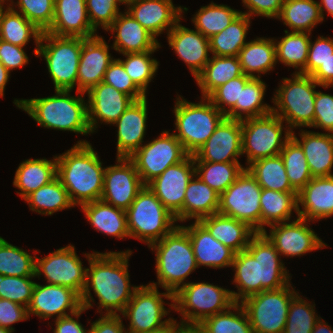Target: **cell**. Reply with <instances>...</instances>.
I'll use <instances>...</instances> for the list:
<instances>
[{"instance_id": "b9f144b4", "label": "cell", "mask_w": 333, "mask_h": 333, "mask_svg": "<svg viewBox=\"0 0 333 333\" xmlns=\"http://www.w3.org/2000/svg\"><path fill=\"white\" fill-rule=\"evenodd\" d=\"M246 169L263 189L297 192L289 182L280 154L255 160Z\"/></svg>"}, {"instance_id": "9c48e42d", "label": "cell", "mask_w": 333, "mask_h": 333, "mask_svg": "<svg viewBox=\"0 0 333 333\" xmlns=\"http://www.w3.org/2000/svg\"><path fill=\"white\" fill-rule=\"evenodd\" d=\"M234 303L231 290L207 282H187L174 294V310L182 315V325H199Z\"/></svg>"}, {"instance_id": "f5cc1de1", "label": "cell", "mask_w": 333, "mask_h": 333, "mask_svg": "<svg viewBox=\"0 0 333 333\" xmlns=\"http://www.w3.org/2000/svg\"><path fill=\"white\" fill-rule=\"evenodd\" d=\"M266 86L262 79L256 77L246 83L240 95V120L272 112V106L264 103Z\"/></svg>"}, {"instance_id": "816d5d0a", "label": "cell", "mask_w": 333, "mask_h": 333, "mask_svg": "<svg viewBox=\"0 0 333 333\" xmlns=\"http://www.w3.org/2000/svg\"><path fill=\"white\" fill-rule=\"evenodd\" d=\"M157 50H149L143 53H126L124 60L117 58L132 81L146 94L149 83L155 77L159 62L152 58V53Z\"/></svg>"}, {"instance_id": "681fc988", "label": "cell", "mask_w": 333, "mask_h": 333, "mask_svg": "<svg viewBox=\"0 0 333 333\" xmlns=\"http://www.w3.org/2000/svg\"><path fill=\"white\" fill-rule=\"evenodd\" d=\"M291 186L299 192L313 177L301 146L291 137L280 152Z\"/></svg>"}, {"instance_id": "277c9868", "label": "cell", "mask_w": 333, "mask_h": 333, "mask_svg": "<svg viewBox=\"0 0 333 333\" xmlns=\"http://www.w3.org/2000/svg\"><path fill=\"white\" fill-rule=\"evenodd\" d=\"M72 90H55V95L43 98L14 99V104L25 111L39 126L70 131L76 134H91L88 124L87 100L83 92L76 91L77 97L71 96Z\"/></svg>"}, {"instance_id": "7c38bea8", "label": "cell", "mask_w": 333, "mask_h": 333, "mask_svg": "<svg viewBox=\"0 0 333 333\" xmlns=\"http://www.w3.org/2000/svg\"><path fill=\"white\" fill-rule=\"evenodd\" d=\"M289 283L278 290L251 295L241 303L254 333H283L292 299L299 293Z\"/></svg>"}, {"instance_id": "f6af8a7d", "label": "cell", "mask_w": 333, "mask_h": 333, "mask_svg": "<svg viewBox=\"0 0 333 333\" xmlns=\"http://www.w3.org/2000/svg\"><path fill=\"white\" fill-rule=\"evenodd\" d=\"M241 14L228 5L216 4L211 1L206 6H201L191 19L194 27L205 37L211 38L227 28L231 22Z\"/></svg>"}, {"instance_id": "8d00e7d4", "label": "cell", "mask_w": 333, "mask_h": 333, "mask_svg": "<svg viewBox=\"0 0 333 333\" xmlns=\"http://www.w3.org/2000/svg\"><path fill=\"white\" fill-rule=\"evenodd\" d=\"M243 74L238 56L212 55L195 80L202 97H208L219 86Z\"/></svg>"}, {"instance_id": "7402d4cb", "label": "cell", "mask_w": 333, "mask_h": 333, "mask_svg": "<svg viewBox=\"0 0 333 333\" xmlns=\"http://www.w3.org/2000/svg\"><path fill=\"white\" fill-rule=\"evenodd\" d=\"M125 5V11L156 39L165 30L168 33L188 11L183 6L175 7L172 0H128Z\"/></svg>"}, {"instance_id": "a7ac6f4b", "label": "cell", "mask_w": 333, "mask_h": 333, "mask_svg": "<svg viewBox=\"0 0 333 333\" xmlns=\"http://www.w3.org/2000/svg\"><path fill=\"white\" fill-rule=\"evenodd\" d=\"M311 77L325 89L333 87V54L315 70Z\"/></svg>"}, {"instance_id": "003e7915", "label": "cell", "mask_w": 333, "mask_h": 333, "mask_svg": "<svg viewBox=\"0 0 333 333\" xmlns=\"http://www.w3.org/2000/svg\"><path fill=\"white\" fill-rule=\"evenodd\" d=\"M85 308H81L76 313L55 319V329H53L54 333H89V329H85L84 326L79 322V317L83 312H85ZM74 316V317H73ZM77 320H76V318Z\"/></svg>"}, {"instance_id": "e0dca14e", "label": "cell", "mask_w": 333, "mask_h": 333, "mask_svg": "<svg viewBox=\"0 0 333 333\" xmlns=\"http://www.w3.org/2000/svg\"><path fill=\"white\" fill-rule=\"evenodd\" d=\"M195 176L193 155H188L180 163L171 165L147 186L154 192L164 207L183 222V203L189 181Z\"/></svg>"}, {"instance_id": "c3c4849f", "label": "cell", "mask_w": 333, "mask_h": 333, "mask_svg": "<svg viewBox=\"0 0 333 333\" xmlns=\"http://www.w3.org/2000/svg\"><path fill=\"white\" fill-rule=\"evenodd\" d=\"M36 252L38 251L35 250V256H32L0 236V275L35 276Z\"/></svg>"}, {"instance_id": "d6986e66", "label": "cell", "mask_w": 333, "mask_h": 333, "mask_svg": "<svg viewBox=\"0 0 333 333\" xmlns=\"http://www.w3.org/2000/svg\"><path fill=\"white\" fill-rule=\"evenodd\" d=\"M308 222L310 221L297 216L292 221L271 225L269 234L267 230L263 233L274 244L280 256L300 257L327 246L309 227Z\"/></svg>"}, {"instance_id": "6da1fadb", "label": "cell", "mask_w": 333, "mask_h": 333, "mask_svg": "<svg viewBox=\"0 0 333 333\" xmlns=\"http://www.w3.org/2000/svg\"><path fill=\"white\" fill-rule=\"evenodd\" d=\"M130 249L120 252L86 253L84 256L89 262L86 269V284L81 295L82 307L88 310L93 307L95 299L91 289L99 300L97 307L100 315H121L126 305L131 300L134 291L139 286L130 284L128 272ZM105 310L106 312H102Z\"/></svg>"}, {"instance_id": "bcb514c9", "label": "cell", "mask_w": 333, "mask_h": 333, "mask_svg": "<svg viewBox=\"0 0 333 333\" xmlns=\"http://www.w3.org/2000/svg\"><path fill=\"white\" fill-rule=\"evenodd\" d=\"M195 174L209 187L221 194L246 169L240 162L194 161Z\"/></svg>"}, {"instance_id": "8fae6325", "label": "cell", "mask_w": 333, "mask_h": 333, "mask_svg": "<svg viewBox=\"0 0 333 333\" xmlns=\"http://www.w3.org/2000/svg\"><path fill=\"white\" fill-rule=\"evenodd\" d=\"M283 123L273 112L241 120L242 155L246 154L247 166L255 160L280 154L292 134Z\"/></svg>"}, {"instance_id": "11a10c76", "label": "cell", "mask_w": 333, "mask_h": 333, "mask_svg": "<svg viewBox=\"0 0 333 333\" xmlns=\"http://www.w3.org/2000/svg\"><path fill=\"white\" fill-rule=\"evenodd\" d=\"M54 5L55 0H17V2L12 1L10 7L23 14L38 29L45 32L52 25Z\"/></svg>"}, {"instance_id": "8c879c8a", "label": "cell", "mask_w": 333, "mask_h": 333, "mask_svg": "<svg viewBox=\"0 0 333 333\" xmlns=\"http://www.w3.org/2000/svg\"><path fill=\"white\" fill-rule=\"evenodd\" d=\"M320 12L323 20L325 19L324 11L327 12L333 18V0H321L318 2Z\"/></svg>"}, {"instance_id": "db71d44e", "label": "cell", "mask_w": 333, "mask_h": 333, "mask_svg": "<svg viewBox=\"0 0 333 333\" xmlns=\"http://www.w3.org/2000/svg\"><path fill=\"white\" fill-rule=\"evenodd\" d=\"M299 293L292 299L283 333H311L320 316L315 313V303L311 304Z\"/></svg>"}, {"instance_id": "e575fe53", "label": "cell", "mask_w": 333, "mask_h": 333, "mask_svg": "<svg viewBox=\"0 0 333 333\" xmlns=\"http://www.w3.org/2000/svg\"><path fill=\"white\" fill-rule=\"evenodd\" d=\"M238 58L245 75L261 78V73L267 74L277 64L274 38L256 37L248 41L240 50Z\"/></svg>"}, {"instance_id": "be15d7a7", "label": "cell", "mask_w": 333, "mask_h": 333, "mask_svg": "<svg viewBox=\"0 0 333 333\" xmlns=\"http://www.w3.org/2000/svg\"><path fill=\"white\" fill-rule=\"evenodd\" d=\"M23 48L0 39V62L9 72L29 63V57Z\"/></svg>"}, {"instance_id": "cb8c5ba5", "label": "cell", "mask_w": 333, "mask_h": 333, "mask_svg": "<svg viewBox=\"0 0 333 333\" xmlns=\"http://www.w3.org/2000/svg\"><path fill=\"white\" fill-rule=\"evenodd\" d=\"M181 19L167 33L169 47L186 63L188 69L196 78L210 60V42L198 30L189 29L180 24Z\"/></svg>"}, {"instance_id": "2e32d148", "label": "cell", "mask_w": 333, "mask_h": 333, "mask_svg": "<svg viewBox=\"0 0 333 333\" xmlns=\"http://www.w3.org/2000/svg\"><path fill=\"white\" fill-rule=\"evenodd\" d=\"M86 269L72 244L56 249L43 258L36 256L37 278L43 275L47 284L70 288L80 297L86 284Z\"/></svg>"}, {"instance_id": "603a6c76", "label": "cell", "mask_w": 333, "mask_h": 333, "mask_svg": "<svg viewBox=\"0 0 333 333\" xmlns=\"http://www.w3.org/2000/svg\"><path fill=\"white\" fill-rule=\"evenodd\" d=\"M88 124L96 132L99 123L113 125L135 100L114 87L100 82L87 93Z\"/></svg>"}, {"instance_id": "484cf974", "label": "cell", "mask_w": 333, "mask_h": 333, "mask_svg": "<svg viewBox=\"0 0 333 333\" xmlns=\"http://www.w3.org/2000/svg\"><path fill=\"white\" fill-rule=\"evenodd\" d=\"M147 96L135 100L113 124L117 127V155L129 158L144 143L148 117Z\"/></svg>"}, {"instance_id": "ac0fdd59", "label": "cell", "mask_w": 333, "mask_h": 333, "mask_svg": "<svg viewBox=\"0 0 333 333\" xmlns=\"http://www.w3.org/2000/svg\"><path fill=\"white\" fill-rule=\"evenodd\" d=\"M116 163L105 168L100 200L126 211L145 185L129 158L117 157Z\"/></svg>"}, {"instance_id": "30bf717a", "label": "cell", "mask_w": 333, "mask_h": 333, "mask_svg": "<svg viewBox=\"0 0 333 333\" xmlns=\"http://www.w3.org/2000/svg\"><path fill=\"white\" fill-rule=\"evenodd\" d=\"M82 44V37L56 36L42 32L36 57H44L55 90L73 91L77 85Z\"/></svg>"}, {"instance_id": "d6a6232c", "label": "cell", "mask_w": 333, "mask_h": 333, "mask_svg": "<svg viewBox=\"0 0 333 333\" xmlns=\"http://www.w3.org/2000/svg\"><path fill=\"white\" fill-rule=\"evenodd\" d=\"M81 210L85 213L84 215L91 226L100 233L118 239L130 238L126 211L102 200L82 204Z\"/></svg>"}, {"instance_id": "91938a15", "label": "cell", "mask_w": 333, "mask_h": 333, "mask_svg": "<svg viewBox=\"0 0 333 333\" xmlns=\"http://www.w3.org/2000/svg\"><path fill=\"white\" fill-rule=\"evenodd\" d=\"M332 54L333 38L319 36L314 42L310 40L306 67L300 74L311 76Z\"/></svg>"}, {"instance_id": "d4e9b609", "label": "cell", "mask_w": 333, "mask_h": 333, "mask_svg": "<svg viewBox=\"0 0 333 333\" xmlns=\"http://www.w3.org/2000/svg\"><path fill=\"white\" fill-rule=\"evenodd\" d=\"M109 46L99 35L83 38L76 91L87 93L93 86L103 82L105 72L114 60Z\"/></svg>"}, {"instance_id": "8992f818", "label": "cell", "mask_w": 333, "mask_h": 333, "mask_svg": "<svg viewBox=\"0 0 333 333\" xmlns=\"http://www.w3.org/2000/svg\"><path fill=\"white\" fill-rule=\"evenodd\" d=\"M274 93L272 112L293 131L294 128L312 127L315 111L316 86L311 76L293 73L292 78H282Z\"/></svg>"}, {"instance_id": "34e18365", "label": "cell", "mask_w": 333, "mask_h": 333, "mask_svg": "<svg viewBox=\"0 0 333 333\" xmlns=\"http://www.w3.org/2000/svg\"><path fill=\"white\" fill-rule=\"evenodd\" d=\"M179 323L173 319L168 325L165 327L153 330V331H147V332H141V333H175L177 325Z\"/></svg>"}, {"instance_id": "836d02e7", "label": "cell", "mask_w": 333, "mask_h": 333, "mask_svg": "<svg viewBox=\"0 0 333 333\" xmlns=\"http://www.w3.org/2000/svg\"><path fill=\"white\" fill-rule=\"evenodd\" d=\"M26 159L16 169L13 186L19 189L18 195L24 199L33 191L48 184L57 177V159Z\"/></svg>"}, {"instance_id": "f35d334b", "label": "cell", "mask_w": 333, "mask_h": 333, "mask_svg": "<svg viewBox=\"0 0 333 333\" xmlns=\"http://www.w3.org/2000/svg\"><path fill=\"white\" fill-rule=\"evenodd\" d=\"M6 7V8H5ZM42 31L30 22L23 14L10 6H4L0 11V39L13 45L25 47L31 38L34 39L37 56L38 44Z\"/></svg>"}, {"instance_id": "11e5206c", "label": "cell", "mask_w": 333, "mask_h": 333, "mask_svg": "<svg viewBox=\"0 0 333 333\" xmlns=\"http://www.w3.org/2000/svg\"><path fill=\"white\" fill-rule=\"evenodd\" d=\"M12 1H14V0H0V5H2L4 7V4L7 2L6 5L10 6Z\"/></svg>"}, {"instance_id": "2644e50d", "label": "cell", "mask_w": 333, "mask_h": 333, "mask_svg": "<svg viewBox=\"0 0 333 333\" xmlns=\"http://www.w3.org/2000/svg\"><path fill=\"white\" fill-rule=\"evenodd\" d=\"M311 333H333V328L320 317Z\"/></svg>"}, {"instance_id": "ee69618b", "label": "cell", "mask_w": 333, "mask_h": 333, "mask_svg": "<svg viewBox=\"0 0 333 333\" xmlns=\"http://www.w3.org/2000/svg\"><path fill=\"white\" fill-rule=\"evenodd\" d=\"M251 18L240 14L220 33L209 38L210 51L214 56H238L246 45V37L251 24Z\"/></svg>"}, {"instance_id": "83f0119b", "label": "cell", "mask_w": 333, "mask_h": 333, "mask_svg": "<svg viewBox=\"0 0 333 333\" xmlns=\"http://www.w3.org/2000/svg\"><path fill=\"white\" fill-rule=\"evenodd\" d=\"M46 32L56 36H96L88 18L86 0H55L54 19Z\"/></svg>"}, {"instance_id": "e7e4bbea", "label": "cell", "mask_w": 333, "mask_h": 333, "mask_svg": "<svg viewBox=\"0 0 333 333\" xmlns=\"http://www.w3.org/2000/svg\"><path fill=\"white\" fill-rule=\"evenodd\" d=\"M27 307L7 299H0V326L14 332L12 324L28 320Z\"/></svg>"}, {"instance_id": "5b68a950", "label": "cell", "mask_w": 333, "mask_h": 333, "mask_svg": "<svg viewBox=\"0 0 333 333\" xmlns=\"http://www.w3.org/2000/svg\"><path fill=\"white\" fill-rule=\"evenodd\" d=\"M156 257V274L158 282L149 285L162 287L175 294L185 282L188 275L198 268L188 233L177 225L160 241L149 246Z\"/></svg>"}, {"instance_id": "4dcf8cb0", "label": "cell", "mask_w": 333, "mask_h": 333, "mask_svg": "<svg viewBox=\"0 0 333 333\" xmlns=\"http://www.w3.org/2000/svg\"><path fill=\"white\" fill-rule=\"evenodd\" d=\"M300 139L292 131L291 137L301 146L313 178L332 176L333 134L300 130Z\"/></svg>"}, {"instance_id": "f546056e", "label": "cell", "mask_w": 333, "mask_h": 333, "mask_svg": "<svg viewBox=\"0 0 333 333\" xmlns=\"http://www.w3.org/2000/svg\"><path fill=\"white\" fill-rule=\"evenodd\" d=\"M181 227L190 237L198 267L232 268L235 252L216 240L199 221Z\"/></svg>"}, {"instance_id": "753ad0ef", "label": "cell", "mask_w": 333, "mask_h": 333, "mask_svg": "<svg viewBox=\"0 0 333 333\" xmlns=\"http://www.w3.org/2000/svg\"><path fill=\"white\" fill-rule=\"evenodd\" d=\"M175 333H204L198 325L178 324Z\"/></svg>"}, {"instance_id": "7dc6e473", "label": "cell", "mask_w": 333, "mask_h": 333, "mask_svg": "<svg viewBox=\"0 0 333 333\" xmlns=\"http://www.w3.org/2000/svg\"><path fill=\"white\" fill-rule=\"evenodd\" d=\"M198 326L204 333H254L245 309L238 302L204 319Z\"/></svg>"}, {"instance_id": "94428289", "label": "cell", "mask_w": 333, "mask_h": 333, "mask_svg": "<svg viewBox=\"0 0 333 333\" xmlns=\"http://www.w3.org/2000/svg\"><path fill=\"white\" fill-rule=\"evenodd\" d=\"M313 128L333 134V95L316 92Z\"/></svg>"}, {"instance_id": "ba28073f", "label": "cell", "mask_w": 333, "mask_h": 333, "mask_svg": "<svg viewBox=\"0 0 333 333\" xmlns=\"http://www.w3.org/2000/svg\"><path fill=\"white\" fill-rule=\"evenodd\" d=\"M130 238L144 242L148 247L169 234L175 225V216L170 213L145 185L126 210Z\"/></svg>"}, {"instance_id": "f1b7e54d", "label": "cell", "mask_w": 333, "mask_h": 333, "mask_svg": "<svg viewBox=\"0 0 333 333\" xmlns=\"http://www.w3.org/2000/svg\"><path fill=\"white\" fill-rule=\"evenodd\" d=\"M297 200L300 218L315 222L333 216V175L312 178L297 193Z\"/></svg>"}, {"instance_id": "6125c7cd", "label": "cell", "mask_w": 333, "mask_h": 333, "mask_svg": "<svg viewBox=\"0 0 333 333\" xmlns=\"http://www.w3.org/2000/svg\"><path fill=\"white\" fill-rule=\"evenodd\" d=\"M284 0H242L243 6L247 8L246 14L249 18L257 16L277 19L281 13Z\"/></svg>"}, {"instance_id": "ffe728a7", "label": "cell", "mask_w": 333, "mask_h": 333, "mask_svg": "<svg viewBox=\"0 0 333 333\" xmlns=\"http://www.w3.org/2000/svg\"><path fill=\"white\" fill-rule=\"evenodd\" d=\"M81 308V298L74 290L61 285L35 283L27 311L29 317L32 314L47 320L74 314Z\"/></svg>"}, {"instance_id": "ab89813d", "label": "cell", "mask_w": 333, "mask_h": 333, "mask_svg": "<svg viewBox=\"0 0 333 333\" xmlns=\"http://www.w3.org/2000/svg\"><path fill=\"white\" fill-rule=\"evenodd\" d=\"M278 20L288 26L292 32L311 33L322 23L320 7L315 0H284Z\"/></svg>"}, {"instance_id": "1f68e13d", "label": "cell", "mask_w": 333, "mask_h": 333, "mask_svg": "<svg viewBox=\"0 0 333 333\" xmlns=\"http://www.w3.org/2000/svg\"><path fill=\"white\" fill-rule=\"evenodd\" d=\"M199 222L216 240L235 253L244 251L257 233L247 223L219 213L204 217Z\"/></svg>"}, {"instance_id": "2a66077c", "label": "cell", "mask_w": 333, "mask_h": 333, "mask_svg": "<svg viewBox=\"0 0 333 333\" xmlns=\"http://www.w3.org/2000/svg\"><path fill=\"white\" fill-rule=\"evenodd\" d=\"M0 333H13L9 329L0 326Z\"/></svg>"}, {"instance_id": "5bb4252c", "label": "cell", "mask_w": 333, "mask_h": 333, "mask_svg": "<svg viewBox=\"0 0 333 333\" xmlns=\"http://www.w3.org/2000/svg\"><path fill=\"white\" fill-rule=\"evenodd\" d=\"M261 186L245 169L219 197L218 213L247 223L261 232Z\"/></svg>"}, {"instance_id": "7a4b0ae2", "label": "cell", "mask_w": 333, "mask_h": 333, "mask_svg": "<svg viewBox=\"0 0 333 333\" xmlns=\"http://www.w3.org/2000/svg\"><path fill=\"white\" fill-rule=\"evenodd\" d=\"M237 291L231 290L234 302L267 290H278L290 283L279 252L263 232H257L244 251L235 253L232 263Z\"/></svg>"}, {"instance_id": "60d3db41", "label": "cell", "mask_w": 333, "mask_h": 333, "mask_svg": "<svg viewBox=\"0 0 333 333\" xmlns=\"http://www.w3.org/2000/svg\"><path fill=\"white\" fill-rule=\"evenodd\" d=\"M23 200L27 202L31 211L47 216L75 206L58 177L33 191Z\"/></svg>"}, {"instance_id": "9a60e30c", "label": "cell", "mask_w": 333, "mask_h": 333, "mask_svg": "<svg viewBox=\"0 0 333 333\" xmlns=\"http://www.w3.org/2000/svg\"><path fill=\"white\" fill-rule=\"evenodd\" d=\"M189 154L179 139L169 131L136 150L129 159L134 163L144 185L162 174L171 165L180 163Z\"/></svg>"}, {"instance_id": "9f6ffc18", "label": "cell", "mask_w": 333, "mask_h": 333, "mask_svg": "<svg viewBox=\"0 0 333 333\" xmlns=\"http://www.w3.org/2000/svg\"><path fill=\"white\" fill-rule=\"evenodd\" d=\"M36 276L16 277L0 275V299H7L28 307Z\"/></svg>"}, {"instance_id": "6f0895ef", "label": "cell", "mask_w": 333, "mask_h": 333, "mask_svg": "<svg viewBox=\"0 0 333 333\" xmlns=\"http://www.w3.org/2000/svg\"><path fill=\"white\" fill-rule=\"evenodd\" d=\"M124 0H86V9L92 28L97 32L100 26L105 31L121 13L119 5Z\"/></svg>"}, {"instance_id": "03108f58", "label": "cell", "mask_w": 333, "mask_h": 333, "mask_svg": "<svg viewBox=\"0 0 333 333\" xmlns=\"http://www.w3.org/2000/svg\"><path fill=\"white\" fill-rule=\"evenodd\" d=\"M98 320L91 323L89 333H127L119 314H101Z\"/></svg>"}, {"instance_id": "f907efd6", "label": "cell", "mask_w": 333, "mask_h": 333, "mask_svg": "<svg viewBox=\"0 0 333 333\" xmlns=\"http://www.w3.org/2000/svg\"><path fill=\"white\" fill-rule=\"evenodd\" d=\"M251 78L243 74L219 86L207 98L226 118L240 120L241 90Z\"/></svg>"}, {"instance_id": "3957f363", "label": "cell", "mask_w": 333, "mask_h": 333, "mask_svg": "<svg viewBox=\"0 0 333 333\" xmlns=\"http://www.w3.org/2000/svg\"><path fill=\"white\" fill-rule=\"evenodd\" d=\"M56 159L57 177L75 206L100 200L105 167L90 142L79 140Z\"/></svg>"}, {"instance_id": "7bdbcfd3", "label": "cell", "mask_w": 333, "mask_h": 333, "mask_svg": "<svg viewBox=\"0 0 333 333\" xmlns=\"http://www.w3.org/2000/svg\"><path fill=\"white\" fill-rule=\"evenodd\" d=\"M284 32L285 36L279 41L274 39L276 63L280 62L289 68L294 67L295 73H301L306 67L311 33L290 32L287 29Z\"/></svg>"}, {"instance_id": "680465c9", "label": "cell", "mask_w": 333, "mask_h": 333, "mask_svg": "<svg viewBox=\"0 0 333 333\" xmlns=\"http://www.w3.org/2000/svg\"><path fill=\"white\" fill-rule=\"evenodd\" d=\"M103 82L114 87L116 90L139 100L147 96L126 73L123 64L114 59L105 72Z\"/></svg>"}, {"instance_id": "44dd1931", "label": "cell", "mask_w": 333, "mask_h": 333, "mask_svg": "<svg viewBox=\"0 0 333 333\" xmlns=\"http://www.w3.org/2000/svg\"><path fill=\"white\" fill-rule=\"evenodd\" d=\"M242 156L241 120L224 118L209 139L193 154L194 161L239 162Z\"/></svg>"}, {"instance_id": "4316f807", "label": "cell", "mask_w": 333, "mask_h": 333, "mask_svg": "<svg viewBox=\"0 0 333 333\" xmlns=\"http://www.w3.org/2000/svg\"><path fill=\"white\" fill-rule=\"evenodd\" d=\"M106 31H110L114 35L112 36L114 42L111 48L120 54L143 53L161 47L158 39L127 11L121 12Z\"/></svg>"}, {"instance_id": "89a4df30", "label": "cell", "mask_w": 333, "mask_h": 333, "mask_svg": "<svg viewBox=\"0 0 333 333\" xmlns=\"http://www.w3.org/2000/svg\"><path fill=\"white\" fill-rule=\"evenodd\" d=\"M10 72L7 68L0 62V97H4L5 86L9 81Z\"/></svg>"}, {"instance_id": "52a82bcc", "label": "cell", "mask_w": 333, "mask_h": 333, "mask_svg": "<svg viewBox=\"0 0 333 333\" xmlns=\"http://www.w3.org/2000/svg\"><path fill=\"white\" fill-rule=\"evenodd\" d=\"M174 106L175 132L184 150L193 155L214 133L225 118L207 97L192 103L177 95Z\"/></svg>"}, {"instance_id": "4fadbf2b", "label": "cell", "mask_w": 333, "mask_h": 333, "mask_svg": "<svg viewBox=\"0 0 333 333\" xmlns=\"http://www.w3.org/2000/svg\"><path fill=\"white\" fill-rule=\"evenodd\" d=\"M171 300L170 308L174 309V294L166 290L160 293L158 287L140 285L133 293L131 300L121 313L123 318H128L129 326L127 333H141L153 331L168 325L174 318H163L167 316L172 309L165 308L164 299Z\"/></svg>"}, {"instance_id": "d590c367", "label": "cell", "mask_w": 333, "mask_h": 333, "mask_svg": "<svg viewBox=\"0 0 333 333\" xmlns=\"http://www.w3.org/2000/svg\"><path fill=\"white\" fill-rule=\"evenodd\" d=\"M195 178V179H194ZM220 194L203 182L196 174L189 181L183 203V222L218 213Z\"/></svg>"}, {"instance_id": "74e56055", "label": "cell", "mask_w": 333, "mask_h": 333, "mask_svg": "<svg viewBox=\"0 0 333 333\" xmlns=\"http://www.w3.org/2000/svg\"><path fill=\"white\" fill-rule=\"evenodd\" d=\"M298 192H280L263 189L260 195L261 232L274 224L291 220L292 211L298 214Z\"/></svg>"}]
</instances>
